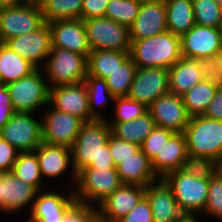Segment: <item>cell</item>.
Masks as SVG:
<instances>
[{
  "label": "cell",
  "mask_w": 222,
  "mask_h": 222,
  "mask_svg": "<svg viewBox=\"0 0 222 222\" xmlns=\"http://www.w3.org/2000/svg\"><path fill=\"white\" fill-rule=\"evenodd\" d=\"M111 127L107 120L85 122L71 147L76 174L85 168H116L108 140Z\"/></svg>",
  "instance_id": "1"
},
{
  "label": "cell",
  "mask_w": 222,
  "mask_h": 222,
  "mask_svg": "<svg viewBox=\"0 0 222 222\" xmlns=\"http://www.w3.org/2000/svg\"><path fill=\"white\" fill-rule=\"evenodd\" d=\"M182 56L180 36L170 31L131 40L130 57L138 68L172 67Z\"/></svg>",
  "instance_id": "2"
},
{
  "label": "cell",
  "mask_w": 222,
  "mask_h": 222,
  "mask_svg": "<svg viewBox=\"0 0 222 222\" xmlns=\"http://www.w3.org/2000/svg\"><path fill=\"white\" fill-rule=\"evenodd\" d=\"M121 185L116 168H85L77 174L73 192L76 202L97 208Z\"/></svg>",
  "instance_id": "3"
},
{
  "label": "cell",
  "mask_w": 222,
  "mask_h": 222,
  "mask_svg": "<svg viewBox=\"0 0 222 222\" xmlns=\"http://www.w3.org/2000/svg\"><path fill=\"white\" fill-rule=\"evenodd\" d=\"M162 180L171 189L184 215L203 213L208 198L209 179H199L178 169L166 174Z\"/></svg>",
  "instance_id": "4"
},
{
  "label": "cell",
  "mask_w": 222,
  "mask_h": 222,
  "mask_svg": "<svg viewBox=\"0 0 222 222\" xmlns=\"http://www.w3.org/2000/svg\"><path fill=\"white\" fill-rule=\"evenodd\" d=\"M183 134L188 153L217 162L222 157V121L204 115L190 117Z\"/></svg>",
  "instance_id": "5"
},
{
  "label": "cell",
  "mask_w": 222,
  "mask_h": 222,
  "mask_svg": "<svg viewBox=\"0 0 222 222\" xmlns=\"http://www.w3.org/2000/svg\"><path fill=\"white\" fill-rule=\"evenodd\" d=\"M88 58L80 53L51 47L41 68L49 87L83 82L88 74Z\"/></svg>",
  "instance_id": "6"
},
{
  "label": "cell",
  "mask_w": 222,
  "mask_h": 222,
  "mask_svg": "<svg viewBox=\"0 0 222 222\" xmlns=\"http://www.w3.org/2000/svg\"><path fill=\"white\" fill-rule=\"evenodd\" d=\"M14 112L35 113L49 104L50 87L42 72L36 69L29 76L6 85Z\"/></svg>",
  "instance_id": "7"
},
{
  "label": "cell",
  "mask_w": 222,
  "mask_h": 222,
  "mask_svg": "<svg viewBox=\"0 0 222 222\" xmlns=\"http://www.w3.org/2000/svg\"><path fill=\"white\" fill-rule=\"evenodd\" d=\"M83 21L91 51L130 52L131 40L128 26L105 17L89 18Z\"/></svg>",
  "instance_id": "8"
},
{
  "label": "cell",
  "mask_w": 222,
  "mask_h": 222,
  "mask_svg": "<svg viewBox=\"0 0 222 222\" xmlns=\"http://www.w3.org/2000/svg\"><path fill=\"white\" fill-rule=\"evenodd\" d=\"M45 23L39 3H25L0 9V37L3 43L12 37L36 31Z\"/></svg>",
  "instance_id": "9"
},
{
  "label": "cell",
  "mask_w": 222,
  "mask_h": 222,
  "mask_svg": "<svg viewBox=\"0 0 222 222\" xmlns=\"http://www.w3.org/2000/svg\"><path fill=\"white\" fill-rule=\"evenodd\" d=\"M34 114L14 112L0 129L2 139L19 152L34 151L42 143V118Z\"/></svg>",
  "instance_id": "10"
},
{
  "label": "cell",
  "mask_w": 222,
  "mask_h": 222,
  "mask_svg": "<svg viewBox=\"0 0 222 222\" xmlns=\"http://www.w3.org/2000/svg\"><path fill=\"white\" fill-rule=\"evenodd\" d=\"M42 118V142L71 148L85 123L75 115L56 110L49 104Z\"/></svg>",
  "instance_id": "11"
},
{
  "label": "cell",
  "mask_w": 222,
  "mask_h": 222,
  "mask_svg": "<svg viewBox=\"0 0 222 222\" xmlns=\"http://www.w3.org/2000/svg\"><path fill=\"white\" fill-rule=\"evenodd\" d=\"M169 93L167 68L136 69L128 97L149 107L157 98Z\"/></svg>",
  "instance_id": "12"
},
{
  "label": "cell",
  "mask_w": 222,
  "mask_h": 222,
  "mask_svg": "<svg viewBox=\"0 0 222 222\" xmlns=\"http://www.w3.org/2000/svg\"><path fill=\"white\" fill-rule=\"evenodd\" d=\"M49 105L58 111L75 115L84 122L95 119L90 115L85 82L50 87Z\"/></svg>",
  "instance_id": "13"
},
{
  "label": "cell",
  "mask_w": 222,
  "mask_h": 222,
  "mask_svg": "<svg viewBox=\"0 0 222 222\" xmlns=\"http://www.w3.org/2000/svg\"><path fill=\"white\" fill-rule=\"evenodd\" d=\"M5 44L37 69H40L51 51V28L45 22L36 31L12 37Z\"/></svg>",
  "instance_id": "14"
},
{
  "label": "cell",
  "mask_w": 222,
  "mask_h": 222,
  "mask_svg": "<svg viewBox=\"0 0 222 222\" xmlns=\"http://www.w3.org/2000/svg\"><path fill=\"white\" fill-rule=\"evenodd\" d=\"M72 188L73 185L67 191L69 193L59 190L56 192L54 188L48 190V187L47 191H38L27 222H60L76 202Z\"/></svg>",
  "instance_id": "15"
},
{
  "label": "cell",
  "mask_w": 222,
  "mask_h": 222,
  "mask_svg": "<svg viewBox=\"0 0 222 222\" xmlns=\"http://www.w3.org/2000/svg\"><path fill=\"white\" fill-rule=\"evenodd\" d=\"M148 112L157 127L165 128L174 133H183L190 120L182 97L171 93L157 98L148 107Z\"/></svg>",
  "instance_id": "16"
},
{
  "label": "cell",
  "mask_w": 222,
  "mask_h": 222,
  "mask_svg": "<svg viewBox=\"0 0 222 222\" xmlns=\"http://www.w3.org/2000/svg\"><path fill=\"white\" fill-rule=\"evenodd\" d=\"M146 187L122 184L98 207V222H117L145 196Z\"/></svg>",
  "instance_id": "17"
},
{
  "label": "cell",
  "mask_w": 222,
  "mask_h": 222,
  "mask_svg": "<svg viewBox=\"0 0 222 222\" xmlns=\"http://www.w3.org/2000/svg\"><path fill=\"white\" fill-rule=\"evenodd\" d=\"M37 192L34 186L21 181L12 172L2 173L0 178L1 212L15 214L29 209L28 206L31 207L29 209L31 211Z\"/></svg>",
  "instance_id": "18"
},
{
  "label": "cell",
  "mask_w": 222,
  "mask_h": 222,
  "mask_svg": "<svg viewBox=\"0 0 222 222\" xmlns=\"http://www.w3.org/2000/svg\"><path fill=\"white\" fill-rule=\"evenodd\" d=\"M34 151L37 155L43 180L49 181L50 179L51 181L54 179L56 181L55 179H61V176H64L67 171H71L69 175L72 174L71 180L73 179L74 182L71 184H76L77 174L73 169L71 148L42 142Z\"/></svg>",
  "instance_id": "19"
},
{
  "label": "cell",
  "mask_w": 222,
  "mask_h": 222,
  "mask_svg": "<svg viewBox=\"0 0 222 222\" xmlns=\"http://www.w3.org/2000/svg\"><path fill=\"white\" fill-rule=\"evenodd\" d=\"M181 53L197 59L217 56L222 47L218 27L195 24L181 37Z\"/></svg>",
  "instance_id": "20"
},
{
  "label": "cell",
  "mask_w": 222,
  "mask_h": 222,
  "mask_svg": "<svg viewBox=\"0 0 222 222\" xmlns=\"http://www.w3.org/2000/svg\"><path fill=\"white\" fill-rule=\"evenodd\" d=\"M48 24L51 28V47L80 53L88 58L91 49L82 19L55 20Z\"/></svg>",
  "instance_id": "21"
},
{
  "label": "cell",
  "mask_w": 222,
  "mask_h": 222,
  "mask_svg": "<svg viewBox=\"0 0 222 222\" xmlns=\"http://www.w3.org/2000/svg\"><path fill=\"white\" fill-rule=\"evenodd\" d=\"M129 31L130 40H141L168 31L165 0L141 3Z\"/></svg>",
  "instance_id": "22"
},
{
  "label": "cell",
  "mask_w": 222,
  "mask_h": 222,
  "mask_svg": "<svg viewBox=\"0 0 222 222\" xmlns=\"http://www.w3.org/2000/svg\"><path fill=\"white\" fill-rule=\"evenodd\" d=\"M145 197L151 206L153 222H177L184 215L162 179L146 186Z\"/></svg>",
  "instance_id": "23"
},
{
  "label": "cell",
  "mask_w": 222,
  "mask_h": 222,
  "mask_svg": "<svg viewBox=\"0 0 222 222\" xmlns=\"http://www.w3.org/2000/svg\"><path fill=\"white\" fill-rule=\"evenodd\" d=\"M188 155L186 139L183 133H174L161 152L151 162L152 169L159 179L166 174L182 168Z\"/></svg>",
  "instance_id": "24"
},
{
  "label": "cell",
  "mask_w": 222,
  "mask_h": 222,
  "mask_svg": "<svg viewBox=\"0 0 222 222\" xmlns=\"http://www.w3.org/2000/svg\"><path fill=\"white\" fill-rule=\"evenodd\" d=\"M122 184L147 185L159 180L152 169L151 161L140 149L132 157L116 166Z\"/></svg>",
  "instance_id": "25"
},
{
  "label": "cell",
  "mask_w": 222,
  "mask_h": 222,
  "mask_svg": "<svg viewBox=\"0 0 222 222\" xmlns=\"http://www.w3.org/2000/svg\"><path fill=\"white\" fill-rule=\"evenodd\" d=\"M169 93L182 96L192 86L203 80L198 59L182 55L181 58L168 69Z\"/></svg>",
  "instance_id": "26"
},
{
  "label": "cell",
  "mask_w": 222,
  "mask_h": 222,
  "mask_svg": "<svg viewBox=\"0 0 222 222\" xmlns=\"http://www.w3.org/2000/svg\"><path fill=\"white\" fill-rule=\"evenodd\" d=\"M36 69L34 65L18 55L5 43L0 46V79L2 85L6 86L29 76Z\"/></svg>",
  "instance_id": "27"
},
{
  "label": "cell",
  "mask_w": 222,
  "mask_h": 222,
  "mask_svg": "<svg viewBox=\"0 0 222 222\" xmlns=\"http://www.w3.org/2000/svg\"><path fill=\"white\" fill-rule=\"evenodd\" d=\"M111 127V133L124 141L133 144L142 145L145 138L148 137L156 127L149 112L143 116L127 122H108Z\"/></svg>",
  "instance_id": "28"
},
{
  "label": "cell",
  "mask_w": 222,
  "mask_h": 222,
  "mask_svg": "<svg viewBox=\"0 0 222 222\" xmlns=\"http://www.w3.org/2000/svg\"><path fill=\"white\" fill-rule=\"evenodd\" d=\"M167 29L177 36L187 33L196 23L192 0H165Z\"/></svg>",
  "instance_id": "29"
},
{
  "label": "cell",
  "mask_w": 222,
  "mask_h": 222,
  "mask_svg": "<svg viewBox=\"0 0 222 222\" xmlns=\"http://www.w3.org/2000/svg\"><path fill=\"white\" fill-rule=\"evenodd\" d=\"M129 57L130 52L93 50L88 56V75L105 79L109 73L120 67Z\"/></svg>",
  "instance_id": "30"
},
{
  "label": "cell",
  "mask_w": 222,
  "mask_h": 222,
  "mask_svg": "<svg viewBox=\"0 0 222 222\" xmlns=\"http://www.w3.org/2000/svg\"><path fill=\"white\" fill-rule=\"evenodd\" d=\"M84 82L87 87L90 115L95 120H107L108 118L104 116L100 109H107V104L110 103L109 100L113 102L115 97L109 91L106 80L87 74Z\"/></svg>",
  "instance_id": "31"
},
{
  "label": "cell",
  "mask_w": 222,
  "mask_h": 222,
  "mask_svg": "<svg viewBox=\"0 0 222 222\" xmlns=\"http://www.w3.org/2000/svg\"><path fill=\"white\" fill-rule=\"evenodd\" d=\"M217 89L218 87L203 79L183 94L181 97L188 115L190 117L204 115Z\"/></svg>",
  "instance_id": "32"
},
{
  "label": "cell",
  "mask_w": 222,
  "mask_h": 222,
  "mask_svg": "<svg viewBox=\"0 0 222 222\" xmlns=\"http://www.w3.org/2000/svg\"><path fill=\"white\" fill-rule=\"evenodd\" d=\"M18 179L34 186L38 191L44 190L45 184L35 151L19 152L11 171Z\"/></svg>",
  "instance_id": "33"
},
{
  "label": "cell",
  "mask_w": 222,
  "mask_h": 222,
  "mask_svg": "<svg viewBox=\"0 0 222 222\" xmlns=\"http://www.w3.org/2000/svg\"><path fill=\"white\" fill-rule=\"evenodd\" d=\"M38 3L46 23L81 19L83 0H40Z\"/></svg>",
  "instance_id": "34"
},
{
  "label": "cell",
  "mask_w": 222,
  "mask_h": 222,
  "mask_svg": "<svg viewBox=\"0 0 222 222\" xmlns=\"http://www.w3.org/2000/svg\"><path fill=\"white\" fill-rule=\"evenodd\" d=\"M137 66L129 57L120 67L105 78L109 91L115 98L128 97Z\"/></svg>",
  "instance_id": "35"
},
{
  "label": "cell",
  "mask_w": 222,
  "mask_h": 222,
  "mask_svg": "<svg viewBox=\"0 0 222 222\" xmlns=\"http://www.w3.org/2000/svg\"><path fill=\"white\" fill-rule=\"evenodd\" d=\"M141 3L134 0H110L104 17L130 27L140 9Z\"/></svg>",
  "instance_id": "36"
},
{
  "label": "cell",
  "mask_w": 222,
  "mask_h": 222,
  "mask_svg": "<svg viewBox=\"0 0 222 222\" xmlns=\"http://www.w3.org/2000/svg\"><path fill=\"white\" fill-rule=\"evenodd\" d=\"M115 107L113 114L107 122H127L143 116L148 112V107L129 97H117L113 101Z\"/></svg>",
  "instance_id": "37"
},
{
  "label": "cell",
  "mask_w": 222,
  "mask_h": 222,
  "mask_svg": "<svg viewBox=\"0 0 222 222\" xmlns=\"http://www.w3.org/2000/svg\"><path fill=\"white\" fill-rule=\"evenodd\" d=\"M181 170L199 179H210L218 172V162L208 157L188 153Z\"/></svg>",
  "instance_id": "38"
},
{
  "label": "cell",
  "mask_w": 222,
  "mask_h": 222,
  "mask_svg": "<svg viewBox=\"0 0 222 222\" xmlns=\"http://www.w3.org/2000/svg\"><path fill=\"white\" fill-rule=\"evenodd\" d=\"M195 23L200 26L218 27L222 9L214 0H192Z\"/></svg>",
  "instance_id": "39"
},
{
  "label": "cell",
  "mask_w": 222,
  "mask_h": 222,
  "mask_svg": "<svg viewBox=\"0 0 222 222\" xmlns=\"http://www.w3.org/2000/svg\"><path fill=\"white\" fill-rule=\"evenodd\" d=\"M203 215L222 221V174L219 172L209 179L208 198Z\"/></svg>",
  "instance_id": "40"
},
{
  "label": "cell",
  "mask_w": 222,
  "mask_h": 222,
  "mask_svg": "<svg viewBox=\"0 0 222 222\" xmlns=\"http://www.w3.org/2000/svg\"><path fill=\"white\" fill-rule=\"evenodd\" d=\"M173 134L174 132L170 130L156 126L151 134L145 138L140 149L152 162Z\"/></svg>",
  "instance_id": "41"
},
{
  "label": "cell",
  "mask_w": 222,
  "mask_h": 222,
  "mask_svg": "<svg viewBox=\"0 0 222 222\" xmlns=\"http://www.w3.org/2000/svg\"><path fill=\"white\" fill-rule=\"evenodd\" d=\"M108 144L115 167L120 164L121 161L132 157L138 150H140V146L138 144H133L119 139L112 133L109 137Z\"/></svg>",
  "instance_id": "42"
},
{
  "label": "cell",
  "mask_w": 222,
  "mask_h": 222,
  "mask_svg": "<svg viewBox=\"0 0 222 222\" xmlns=\"http://www.w3.org/2000/svg\"><path fill=\"white\" fill-rule=\"evenodd\" d=\"M60 222H98V211L96 207L75 202Z\"/></svg>",
  "instance_id": "43"
},
{
  "label": "cell",
  "mask_w": 222,
  "mask_h": 222,
  "mask_svg": "<svg viewBox=\"0 0 222 222\" xmlns=\"http://www.w3.org/2000/svg\"><path fill=\"white\" fill-rule=\"evenodd\" d=\"M198 66L204 80L218 88L222 87V68L217 56L198 59Z\"/></svg>",
  "instance_id": "44"
},
{
  "label": "cell",
  "mask_w": 222,
  "mask_h": 222,
  "mask_svg": "<svg viewBox=\"0 0 222 222\" xmlns=\"http://www.w3.org/2000/svg\"><path fill=\"white\" fill-rule=\"evenodd\" d=\"M117 222H153L150 203L144 196L138 204Z\"/></svg>",
  "instance_id": "45"
},
{
  "label": "cell",
  "mask_w": 222,
  "mask_h": 222,
  "mask_svg": "<svg viewBox=\"0 0 222 222\" xmlns=\"http://www.w3.org/2000/svg\"><path fill=\"white\" fill-rule=\"evenodd\" d=\"M19 151L0 135V171L11 172Z\"/></svg>",
  "instance_id": "46"
},
{
  "label": "cell",
  "mask_w": 222,
  "mask_h": 222,
  "mask_svg": "<svg viewBox=\"0 0 222 222\" xmlns=\"http://www.w3.org/2000/svg\"><path fill=\"white\" fill-rule=\"evenodd\" d=\"M110 0H83L81 19L104 17Z\"/></svg>",
  "instance_id": "47"
},
{
  "label": "cell",
  "mask_w": 222,
  "mask_h": 222,
  "mask_svg": "<svg viewBox=\"0 0 222 222\" xmlns=\"http://www.w3.org/2000/svg\"><path fill=\"white\" fill-rule=\"evenodd\" d=\"M13 113L9 91L5 85H0V129L5 126Z\"/></svg>",
  "instance_id": "48"
},
{
  "label": "cell",
  "mask_w": 222,
  "mask_h": 222,
  "mask_svg": "<svg viewBox=\"0 0 222 222\" xmlns=\"http://www.w3.org/2000/svg\"><path fill=\"white\" fill-rule=\"evenodd\" d=\"M204 116L222 121V87L218 88L214 98L210 101Z\"/></svg>",
  "instance_id": "49"
},
{
  "label": "cell",
  "mask_w": 222,
  "mask_h": 222,
  "mask_svg": "<svg viewBox=\"0 0 222 222\" xmlns=\"http://www.w3.org/2000/svg\"><path fill=\"white\" fill-rule=\"evenodd\" d=\"M27 0H0V9L19 6L25 3Z\"/></svg>",
  "instance_id": "50"
},
{
  "label": "cell",
  "mask_w": 222,
  "mask_h": 222,
  "mask_svg": "<svg viewBox=\"0 0 222 222\" xmlns=\"http://www.w3.org/2000/svg\"><path fill=\"white\" fill-rule=\"evenodd\" d=\"M197 215H183L177 222H199Z\"/></svg>",
  "instance_id": "51"
},
{
  "label": "cell",
  "mask_w": 222,
  "mask_h": 222,
  "mask_svg": "<svg viewBox=\"0 0 222 222\" xmlns=\"http://www.w3.org/2000/svg\"><path fill=\"white\" fill-rule=\"evenodd\" d=\"M217 57L219 59V63H220V67L222 68V47L221 49L219 50L218 54H217Z\"/></svg>",
  "instance_id": "52"
},
{
  "label": "cell",
  "mask_w": 222,
  "mask_h": 222,
  "mask_svg": "<svg viewBox=\"0 0 222 222\" xmlns=\"http://www.w3.org/2000/svg\"><path fill=\"white\" fill-rule=\"evenodd\" d=\"M218 172L220 174H222V157L220 158V160L218 161Z\"/></svg>",
  "instance_id": "53"
},
{
  "label": "cell",
  "mask_w": 222,
  "mask_h": 222,
  "mask_svg": "<svg viewBox=\"0 0 222 222\" xmlns=\"http://www.w3.org/2000/svg\"><path fill=\"white\" fill-rule=\"evenodd\" d=\"M218 29H219V33H220L221 40H222V18L220 19V23H219Z\"/></svg>",
  "instance_id": "54"
},
{
  "label": "cell",
  "mask_w": 222,
  "mask_h": 222,
  "mask_svg": "<svg viewBox=\"0 0 222 222\" xmlns=\"http://www.w3.org/2000/svg\"><path fill=\"white\" fill-rule=\"evenodd\" d=\"M134 1L139 2V3H147V2H154L157 0H134Z\"/></svg>",
  "instance_id": "55"
},
{
  "label": "cell",
  "mask_w": 222,
  "mask_h": 222,
  "mask_svg": "<svg viewBox=\"0 0 222 222\" xmlns=\"http://www.w3.org/2000/svg\"><path fill=\"white\" fill-rule=\"evenodd\" d=\"M214 1L217 2L220 8L222 9V0H214Z\"/></svg>",
  "instance_id": "56"
},
{
  "label": "cell",
  "mask_w": 222,
  "mask_h": 222,
  "mask_svg": "<svg viewBox=\"0 0 222 222\" xmlns=\"http://www.w3.org/2000/svg\"><path fill=\"white\" fill-rule=\"evenodd\" d=\"M27 1H31V2H36V3H38L40 0H27Z\"/></svg>",
  "instance_id": "57"
},
{
  "label": "cell",
  "mask_w": 222,
  "mask_h": 222,
  "mask_svg": "<svg viewBox=\"0 0 222 222\" xmlns=\"http://www.w3.org/2000/svg\"><path fill=\"white\" fill-rule=\"evenodd\" d=\"M3 44L2 40H1V37H0V46Z\"/></svg>",
  "instance_id": "58"
}]
</instances>
